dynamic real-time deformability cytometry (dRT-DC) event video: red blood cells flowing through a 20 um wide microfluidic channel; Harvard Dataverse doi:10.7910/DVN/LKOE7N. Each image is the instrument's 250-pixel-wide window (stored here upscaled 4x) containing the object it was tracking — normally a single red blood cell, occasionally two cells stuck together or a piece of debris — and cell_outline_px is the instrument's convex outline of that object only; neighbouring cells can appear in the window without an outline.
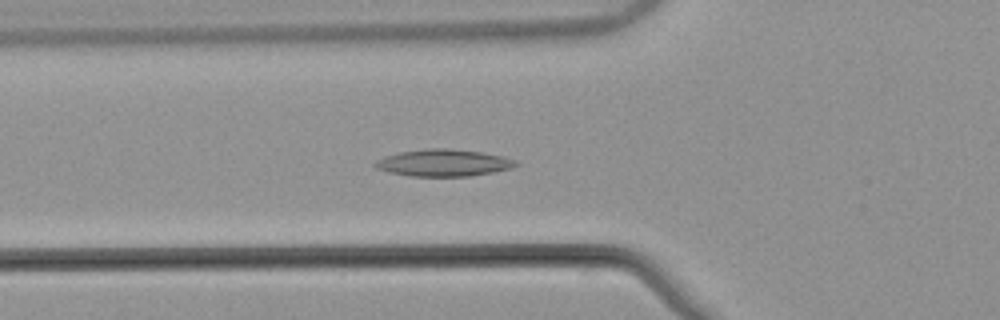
{"species": "common noctule bat (a hibernating species)", "species_latin": "Nyctalus noctula", "temperature_condition": "warm", "stored_images_in_passage": 55, "camera_frame_rate_fps": 3000, "um_per_image_px": 0.085, "animal": {"sex": "male", "body_mass_g": 21.5, "forearm_length_mm": 52.0}, "frame": {"image": 1, "passage_image": 21, "time_ms": 6.667, "image_size_px": [1000, 320], "cell_outline_px": [[520, 164], [512, 168], [492, 172], [468, 176], [408, 176], [388, 172], [376, 168], [372, 164], [376, 160], [400, 152], [424, 148], [448, 148], [484, 152], [504, 156], [516, 160]], "centroid_in_image_um": [37.72, 13.83], "position_along_channel_um": 88.1, "area_um2": 22.25}}
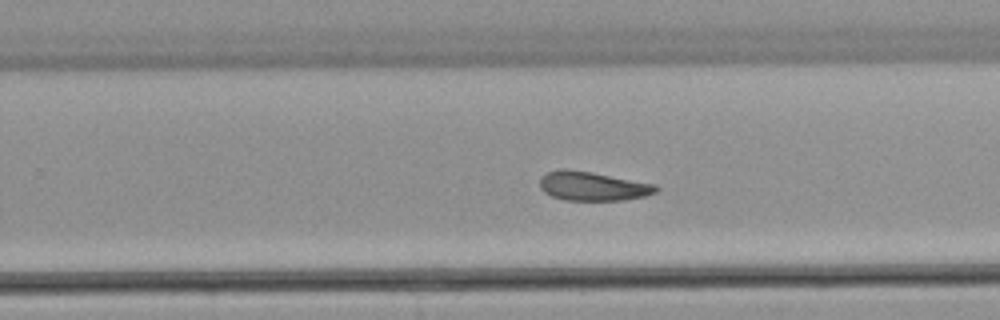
{"frame": {"image": 2, "passage_image": 36, "time_ms": 11.667, "image_size_px": [1000, 320], "cell_outline_px": [[660, 188], [656, 192], [644, 196], [624, 200], [564, 200], [552, 196], [544, 192], [540, 188], [540, 176], [548, 172], [564, 168], [592, 172], [656, 184]], "centroid_in_image_um": [50.38, 15.82], "position_along_channel_um": 279.4, "area_um2": 19.71}}
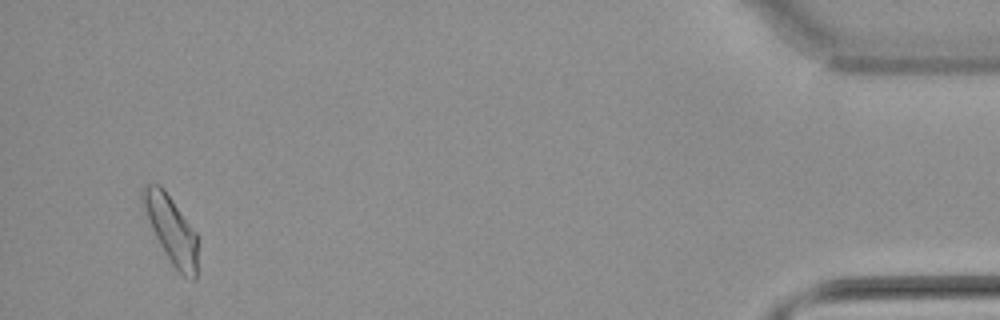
{"frame": {"image": 3, "passage_image": 53, "time_ms": 17.333, "image_size_px": [1000, 320], "cell_outline_px": [[196, 280], [192, 280], [184, 276], [172, 264], [160, 244], [140, 204], [140, 188], [144, 184], [160, 184], [164, 188], [196, 232]], "centroid_in_image_um": [14.5, 19.42], "position_along_channel_um": 420.7, "area_um2": 21.39}}